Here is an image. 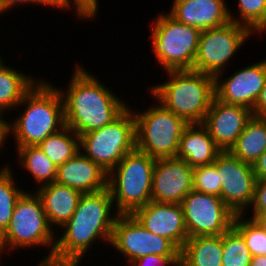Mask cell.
Instances as JSON below:
<instances>
[{"label": "cell", "mask_w": 266, "mask_h": 266, "mask_svg": "<svg viewBox=\"0 0 266 266\" xmlns=\"http://www.w3.org/2000/svg\"><path fill=\"white\" fill-rule=\"evenodd\" d=\"M113 206L109 188L82 194L72 217L62 226L65 231L56 240L52 266H79L97 239L110 244L119 215Z\"/></svg>", "instance_id": "1"}, {"label": "cell", "mask_w": 266, "mask_h": 266, "mask_svg": "<svg viewBox=\"0 0 266 266\" xmlns=\"http://www.w3.org/2000/svg\"><path fill=\"white\" fill-rule=\"evenodd\" d=\"M73 71L68 88L59 91L64 103L65 126L79 136L111 123L128 107L82 66L77 65Z\"/></svg>", "instance_id": "2"}, {"label": "cell", "mask_w": 266, "mask_h": 266, "mask_svg": "<svg viewBox=\"0 0 266 266\" xmlns=\"http://www.w3.org/2000/svg\"><path fill=\"white\" fill-rule=\"evenodd\" d=\"M23 105L25 110L10 122V134L17 147L38 146L65 127L62 95L44 78L26 93L17 108Z\"/></svg>", "instance_id": "3"}, {"label": "cell", "mask_w": 266, "mask_h": 266, "mask_svg": "<svg viewBox=\"0 0 266 266\" xmlns=\"http://www.w3.org/2000/svg\"><path fill=\"white\" fill-rule=\"evenodd\" d=\"M166 74V82L149 88L150 93L188 124H202L215 98L214 76L194 70H171Z\"/></svg>", "instance_id": "4"}, {"label": "cell", "mask_w": 266, "mask_h": 266, "mask_svg": "<svg viewBox=\"0 0 266 266\" xmlns=\"http://www.w3.org/2000/svg\"><path fill=\"white\" fill-rule=\"evenodd\" d=\"M28 192L25 191L17 200L9 225L0 235V254L3 256L4 251L13 252L31 246H49V254L38 265L52 266L57 237L54 236L56 234L47 219L40 197L36 192Z\"/></svg>", "instance_id": "5"}, {"label": "cell", "mask_w": 266, "mask_h": 266, "mask_svg": "<svg viewBox=\"0 0 266 266\" xmlns=\"http://www.w3.org/2000/svg\"><path fill=\"white\" fill-rule=\"evenodd\" d=\"M155 161L135 148L110 171L108 188L118 214H132L151 201Z\"/></svg>", "instance_id": "6"}, {"label": "cell", "mask_w": 266, "mask_h": 266, "mask_svg": "<svg viewBox=\"0 0 266 266\" xmlns=\"http://www.w3.org/2000/svg\"><path fill=\"white\" fill-rule=\"evenodd\" d=\"M159 14L151 23L150 37L156 60L165 72L192 70L202 31L177 21L169 13Z\"/></svg>", "instance_id": "7"}, {"label": "cell", "mask_w": 266, "mask_h": 266, "mask_svg": "<svg viewBox=\"0 0 266 266\" xmlns=\"http://www.w3.org/2000/svg\"><path fill=\"white\" fill-rule=\"evenodd\" d=\"M80 151L108 174L136 148L135 116L129 106L111 123L79 136ZM85 153H84V152Z\"/></svg>", "instance_id": "8"}, {"label": "cell", "mask_w": 266, "mask_h": 266, "mask_svg": "<svg viewBox=\"0 0 266 266\" xmlns=\"http://www.w3.org/2000/svg\"><path fill=\"white\" fill-rule=\"evenodd\" d=\"M138 111H133L136 149L154 159L176 157L180 138L189 124L160 103Z\"/></svg>", "instance_id": "9"}, {"label": "cell", "mask_w": 266, "mask_h": 266, "mask_svg": "<svg viewBox=\"0 0 266 266\" xmlns=\"http://www.w3.org/2000/svg\"><path fill=\"white\" fill-rule=\"evenodd\" d=\"M253 32L244 25L229 21L227 24L203 30L200 34L194 71L212 76L223 74L227 62L236 54Z\"/></svg>", "instance_id": "10"}, {"label": "cell", "mask_w": 266, "mask_h": 266, "mask_svg": "<svg viewBox=\"0 0 266 266\" xmlns=\"http://www.w3.org/2000/svg\"><path fill=\"white\" fill-rule=\"evenodd\" d=\"M180 204L189 238L220 236L233 226L235 214L218 196L192 190Z\"/></svg>", "instance_id": "11"}, {"label": "cell", "mask_w": 266, "mask_h": 266, "mask_svg": "<svg viewBox=\"0 0 266 266\" xmlns=\"http://www.w3.org/2000/svg\"><path fill=\"white\" fill-rule=\"evenodd\" d=\"M110 244L131 263L143 256H180V250L167 238L145 229L132 214H119Z\"/></svg>", "instance_id": "12"}, {"label": "cell", "mask_w": 266, "mask_h": 266, "mask_svg": "<svg viewBox=\"0 0 266 266\" xmlns=\"http://www.w3.org/2000/svg\"><path fill=\"white\" fill-rule=\"evenodd\" d=\"M221 182V199L236 214H244L254 199L256 177L253 165L222 151L213 163Z\"/></svg>", "instance_id": "13"}, {"label": "cell", "mask_w": 266, "mask_h": 266, "mask_svg": "<svg viewBox=\"0 0 266 266\" xmlns=\"http://www.w3.org/2000/svg\"><path fill=\"white\" fill-rule=\"evenodd\" d=\"M215 98L225 104L240 105L251 111L266 82V69L262 61L233 73L228 78L215 77Z\"/></svg>", "instance_id": "14"}, {"label": "cell", "mask_w": 266, "mask_h": 266, "mask_svg": "<svg viewBox=\"0 0 266 266\" xmlns=\"http://www.w3.org/2000/svg\"><path fill=\"white\" fill-rule=\"evenodd\" d=\"M192 190L193 167L176 157L156 159L152 174V201L180 204Z\"/></svg>", "instance_id": "15"}, {"label": "cell", "mask_w": 266, "mask_h": 266, "mask_svg": "<svg viewBox=\"0 0 266 266\" xmlns=\"http://www.w3.org/2000/svg\"><path fill=\"white\" fill-rule=\"evenodd\" d=\"M132 215L148 231L170 240L179 250L189 238L179 203L150 201Z\"/></svg>", "instance_id": "16"}, {"label": "cell", "mask_w": 266, "mask_h": 266, "mask_svg": "<svg viewBox=\"0 0 266 266\" xmlns=\"http://www.w3.org/2000/svg\"><path fill=\"white\" fill-rule=\"evenodd\" d=\"M252 116L247 107L225 104L214 98L202 125L222 151H229Z\"/></svg>", "instance_id": "17"}, {"label": "cell", "mask_w": 266, "mask_h": 266, "mask_svg": "<svg viewBox=\"0 0 266 266\" xmlns=\"http://www.w3.org/2000/svg\"><path fill=\"white\" fill-rule=\"evenodd\" d=\"M55 182L82 194L95 193L108 188V173L79 151L57 166Z\"/></svg>", "instance_id": "18"}, {"label": "cell", "mask_w": 266, "mask_h": 266, "mask_svg": "<svg viewBox=\"0 0 266 266\" xmlns=\"http://www.w3.org/2000/svg\"><path fill=\"white\" fill-rule=\"evenodd\" d=\"M226 3L224 0H174L168 13L177 21L203 31L230 21Z\"/></svg>", "instance_id": "19"}, {"label": "cell", "mask_w": 266, "mask_h": 266, "mask_svg": "<svg viewBox=\"0 0 266 266\" xmlns=\"http://www.w3.org/2000/svg\"><path fill=\"white\" fill-rule=\"evenodd\" d=\"M221 152L202 124H189L180 138L176 158L194 168L214 163Z\"/></svg>", "instance_id": "20"}, {"label": "cell", "mask_w": 266, "mask_h": 266, "mask_svg": "<svg viewBox=\"0 0 266 266\" xmlns=\"http://www.w3.org/2000/svg\"><path fill=\"white\" fill-rule=\"evenodd\" d=\"M35 188L50 225L61 228L72 217L82 193L56 182Z\"/></svg>", "instance_id": "21"}, {"label": "cell", "mask_w": 266, "mask_h": 266, "mask_svg": "<svg viewBox=\"0 0 266 266\" xmlns=\"http://www.w3.org/2000/svg\"><path fill=\"white\" fill-rule=\"evenodd\" d=\"M222 235L188 238L180 250V266H222Z\"/></svg>", "instance_id": "22"}, {"label": "cell", "mask_w": 266, "mask_h": 266, "mask_svg": "<svg viewBox=\"0 0 266 266\" xmlns=\"http://www.w3.org/2000/svg\"><path fill=\"white\" fill-rule=\"evenodd\" d=\"M265 150L266 118L252 116L229 152L242 162L254 165Z\"/></svg>", "instance_id": "23"}, {"label": "cell", "mask_w": 266, "mask_h": 266, "mask_svg": "<svg viewBox=\"0 0 266 266\" xmlns=\"http://www.w3.org/2000/svg\"><path fill=\"white\" fill-rule=\"evenodd\" d=\"M0 59V112H9L22 101L26 93L37 83L34 78L8 67Z\"/></svg>", "instance_id": "24"}, {"label": "cell", "mask_w": 266, "mask_h": 266, "mask_svg": "<svg viewBox=\"0 0 266 266\" xmlns=\"http://www.w3.org/2000/svg\"><path fill=\"white\" fill-rule=\"evenodd\" d=\"M18 162L35 180L38 187L55 182L57 166L38 146L16 147Z\"/></svg>", "instance_id": "25"}, {"label": "cell", "mask_w": 266, "mask_h": 266, "mask_svg": "<svg viewBox=\"0 0 266 266\" xmlns=\"http://www.w3.org/2000/svg\"><path fill=\"white\" fill-rule=\"evenodd\" d=\"M38 147L52 163L59 166L80 151L79 135L65 126L59 132L49 135Z\"/></svg>", "instance_id": "26"}, {"label": "cell", "mask_w": 266, "mask_h": 266, "mask_svg": "<svg viewBox=\"0 0 266 266\" xmlns=\"http://www.w3.org/2000/svg\"><path fill=\"white\" fill-rule=\"evenodd\" d=\"M0 170V235L7 229L17 200L25 192L19 189L11 167L2 165Z\"/></svg>", "instance_id": "27"}, {"label": "cell", "mask_w": 266, "mask_h": 266, "mask_svg": "<svg viewBox=\"0 0 266 266\" xmlns=\"http://www.w3.org/2000/svg\"><path fill=\"white\" fill-rule=\"evenodd\" d=\"M222 250V266H249L252 255L233 226L222 234Z\"/></svg>", "instance_id": "28"}, {"label": "cell", "mask_w": 266, "mask_h": 266, "mask_svg": "<svg viewBox=\"0 0 266 266\" xmlns=\"http://www.w3.org/2000/svg\"><path fill=\"white\" fill-rule=\"evenodd\" d=\"M238 3L239 18L229 11L230 21L246 26L254 34L266 33V0H238Z\"/></svg>", "instance_id": "29"}, {"label": "cell", "mask_w": 266, "mask_h": 266, "mask_svg": "<svg viewBox=\"0 0 266 266\" xmlns=\"http://www.w3.org/2000/svg\"><path fill=\"white\" fill-rule=\"evenodd\" d=\"M233 227L244 238L252 256H266V235L254 219H244L243 214H236Z\"/></svg>", "instance_id": "30"}, {"label": "cell", "mask_w": 266, "mask_h": 266, "mask_svg": "<svg viewBox=\"0 0 266 266\" xmlns=\"http://www.w3.org/2000/svg\"><path fill=\"white\" fill-rule=\"evenodd\" d=\"M215 165H201L193 168V190L221 197V182Z\"/></svg>", "instance_id": "31"}, {"label": "cell", "mask_w": 266, "mask_h": 266, "mask_svg": "<svg viewBox=\"0 0 266 266\" xmlns=\"http://www.w3.org/2000/svg\"><path fill=\"white\" fill-rule=\"evenodd\" d=\"M251 207L253 211L251 219H266V179L256 181Z\"/></svg>", "instance_id": "32"}, {"label": "cell", "mask_w": 266, "mask_h": 266, "mask_svg": "<svg viewBox=\"0 0 266 266\" xmlns=\"http://www.w3.org/2000/svg\"><path fill=\"white\" fill-rule=\"evenodd\" d=\"M132 266H180V256L147 255L132 261Z\"/></svg>", "instance_id": "33"}, {"label": "cell", "mask_w": 266, "mask_h": 266, "mask_svg": "<svg viewBox=\"0 0 266 266\" xmlns=\"http://www.w3.org/2000/svg\"><path fill=\"white\" fill-rule=\"evenodd\" d=\"M252 115L254 117L266 118V82L254 104Z\"/></svg>", "instance_id": "34"}, {"label": "cell", "mask_w": 266, "mask_h": 266, "mask_svg": "<svg viewBox=\"0 0 266 266\" xmlns=\"http://www.w3.org/2000/svg\"><path fill=\"white\" fill-rule=\"evenodd\" d=\"M256 181L266 179V150L253 165Z\"/></svg>", "instance_id": "35"}, {"label": "cell", "mask_w": 266, "mask_h": 266, "mask_svg": "<svg viewBox=\"0 0 266 266\" xmlns=\"http://www.w3.org/2000/svg\"><path fill=\"white\" fill-rule=\"evenodd\" d=\"M3 115L4 113L0 112V149L4 147L3 144H5L4 141L6 142L7 136H10L8 135L10 134V122L6 121L5 117H2Z\"/></svg>", "instance_id": "36"}, {"label": "cell", "mask_w": 266, "mask_h": 266, "mask_svg": "<svg viewBox=\"0 0 266 266\" xmlns=\"http://www.w3.org/2000/svg\"><path fill=\"white\" fill-rule=\"evenodd\" d=\"M23 3V4H22ZM25 4H29L31 5V3L37 4L35 2V0H0V6L3 9L4 13H6L7 10H11V8H13L14 6H19V4L24 5Z\"/></svg>", "instance_id": "37"}, {"label": "cell", "mask_w": 266, "mask_h": 266, "mask_svg": "<svg viewBox=\"0 0 266 266\" xmlns=\"http://www.w3.org/2000/svg\"><path fill=\"white\" fill-rule=\"evenodd\" d=\"M35 2L37 3V5H42L46 6V7H53V8H57L60 10H63V0H35Z\"/></svg>", "instance_id": "38"}, {"label": "cell", "mask_w": 266, "mask_h": 266, "mask_svg": "<svg viewBox=\"0 0 266 266\" xmlns=\"http://www.w3.org/2000/svg\"><path fill=\"white\" fill-rule=\"evenodd\" d=\"M249 266H266V256H252Z\"/></svg>", "instance_id": "39"}, {"label": "cell", "mask_w": 266, "mask_h": 266, "mask_svg": "<svg viewBox=\"0 0 266 266\" xmlns=\"http://www.w3.org/2000/svg\"><path fill=\"white\" fill-rule=\"evenodd\" d=\"M263 229L266 235V219H254Z\"/></svg>", "instance_id": "40"}, {"label": "cell", "mask_w": 266, "mask_h": 266, "mask_svg": "<svg viewBox=\"0 0 266 266\" xmlns=\"http://www.w3.org/2000/svg\"><path fill=\"white\" fill-rule=\"evenodd\" d=\"M264 66H265V69H266V58L264 60H262Z\"/></svg>", "instance_id": "41"}, {"label": "cell", "mask_w": 266, "mask_h": 266, "mask_svg": "<svg viewBox=\"0 0 266 266\" xmlns=\"http://www.w3.org/2000/svg\"><path fill=\"white\" fill-rule=\"evenodd\" d=\"M4 11H3V9L1 8V6H0V14H2Z\"/></svg>", "instance_id": "42"}]
</instances>
